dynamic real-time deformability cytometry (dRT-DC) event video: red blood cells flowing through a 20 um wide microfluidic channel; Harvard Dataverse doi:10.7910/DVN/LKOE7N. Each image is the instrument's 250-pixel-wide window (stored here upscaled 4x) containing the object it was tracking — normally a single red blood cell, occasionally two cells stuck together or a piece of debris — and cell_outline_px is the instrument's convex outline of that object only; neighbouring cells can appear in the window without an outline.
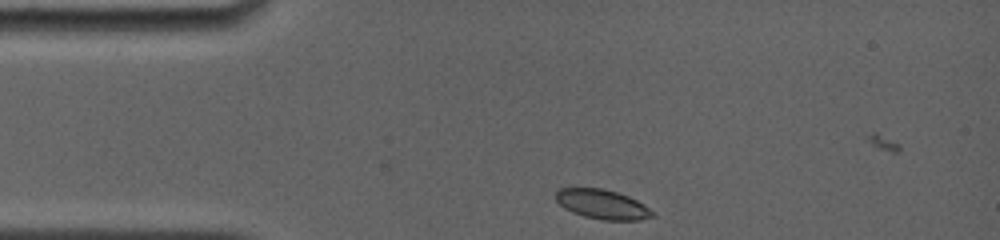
{"species": "common noctule bat (a hibernating species)", "species_latin": "Nyctalus noctula", "temperature_condition": "room temperature", "stored_images_in_passage": 40, "camera_frame_rate_fps": 4000, "um_per_image_px": 0.085, "animal": {"sex": "female", "body_mass_g": 19.0, "forearm_length_mm": 56.7}, "frame": {"image": 1, "passage_image": 1, "time_ms": 0.0, "image_size_px": [1000, 240], "cell_outline_px": [[652, 216], [636, 220], [600, 220], [584, 216], [572, 212], [564, 208], [556, 200], [556, 192], [560, 188], [600, 188], [616, 192], [628, 196], [636, 200], [648, 208], [652, 212]], "centroid_in_image_um": [51.14, 17.36], "position_along_channel_um": 33.9, "area_um2": 16.3}}
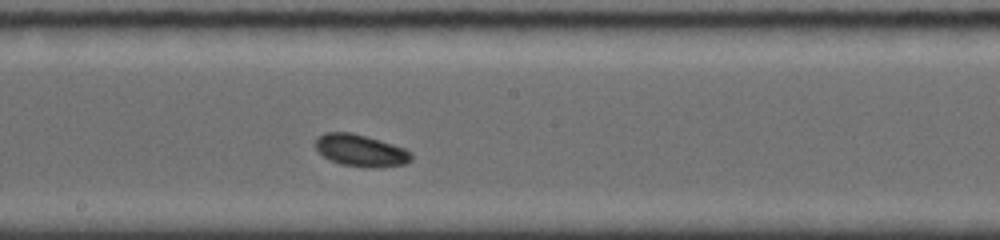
{"frame": {"image": 2, "passage_image": 21, "time_ms": 5.75, "image_size_px": [1000, 240], "cell_outline_px": [[412, 160], [404, 164], [380, 168], [372, 168], [340, 164], [324, 156], [316, 148], [316, 140], [324, 132], [352, 132], [392, 144], [404, 148], [412, 152]], "centroid_in_image_um": [30.7, 12.8], "position_along_channel_um": 217.5, "area_um2": 17.74}}
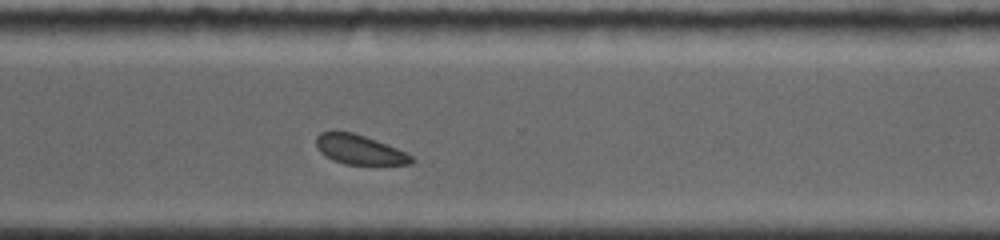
{"frame": {"image": 3, "passage_image": 39, "time_ms": 9.0, "image_size_px": [1000, 240], "cell_outline_px": [[416, 160], [412, 164], [344, 164], [332, 160], [320, 152], [316, 144], [316, 136], [320, 132], [352, 132], [376, 140], [396, 148], [412, 156]], "centroid_in_image_um": [30.55, 12.73], "position_along_channel_um": 340.1, "area_um2": 16.18}}